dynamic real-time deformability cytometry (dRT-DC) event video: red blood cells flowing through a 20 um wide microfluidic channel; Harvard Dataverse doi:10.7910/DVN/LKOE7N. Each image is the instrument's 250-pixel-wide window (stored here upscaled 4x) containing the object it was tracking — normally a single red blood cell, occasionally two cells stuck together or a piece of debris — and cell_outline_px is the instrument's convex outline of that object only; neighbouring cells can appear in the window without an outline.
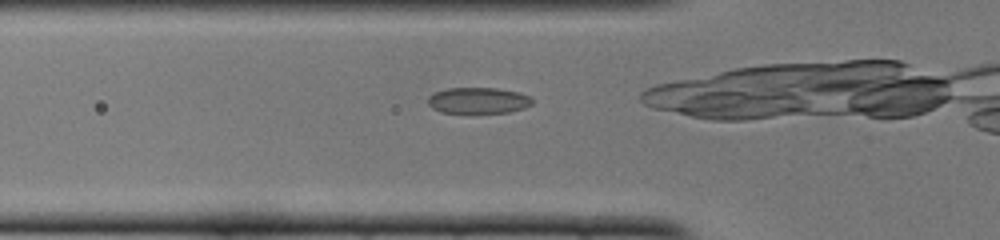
{"species": "common noctule bat (a hibernating species)", "species_latin": "Nyctalus noctula", "temperature_condition": "cold", "stored_images_in_passage": 29, "camera_frame_rate_fps": 3000, "um_per_image_px": 0.085, "animal": {"sex": "female", "body_mass_g": 22.0, "forearm_length_mm": 56.7}, "frame": {"image": 1, "passage_image": 6, "time_ms": 1.667, "image_size_px": [1000, 240], "cell_outline_px": [[532, 104], [524, 108], [508, 112], [440, 112], [432, 108], [428, 104], [428, 96], [444, 88], [496, 88], [520, 92], [532, 96]], "centroid_in_image_um": [40.66, 8.52], "position_along_channel_um": 85.1, "area_um2": 15.84}}
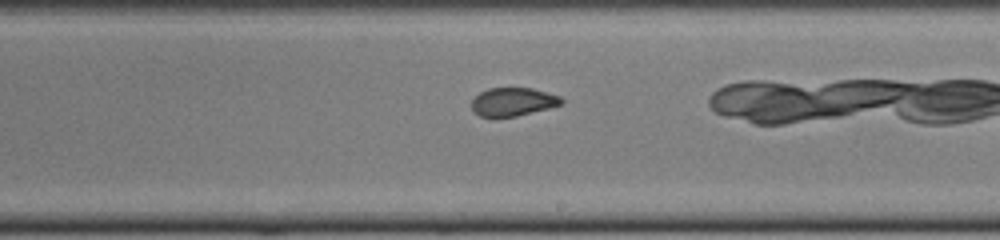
{"frame": {"image": 2, "passage_image": 18, "time_ms": 5.667, "image_size_px": [1000, 240], "cell_outline_px": [[564, 100], [560, 104], [548, 108], [516, 116], [480, 116], [472, 112], [472, 100], [480, 92], [488, 88], [532, 88], [560, 96]], "centroid_in_image_um": [43.58, 8.64], "position_along_channel_um": 245.4, "area_um2": 14.62}}
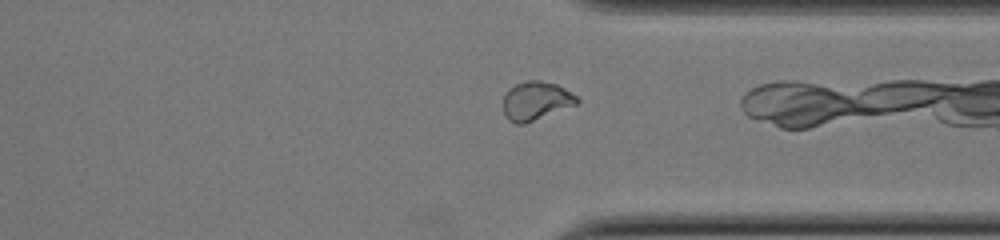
{"frame": {"image": 3, "passage_image": 27, "time_ms": 8.667, "image_size_px": [1000, 240], "cell_outline_px": [[580, 100], [576, 104], [524, 124], [516, 124], [508, 120], [504, 116], [504, 96], [508, 88], [516, 84], [528, 80], [540, 80], [556, 84], [564, 88], [576, 96]], "centroid_in_image_um": [45.52, 8.57], "position_along_channel_um": 365.9, "area_um2": 16.47}}